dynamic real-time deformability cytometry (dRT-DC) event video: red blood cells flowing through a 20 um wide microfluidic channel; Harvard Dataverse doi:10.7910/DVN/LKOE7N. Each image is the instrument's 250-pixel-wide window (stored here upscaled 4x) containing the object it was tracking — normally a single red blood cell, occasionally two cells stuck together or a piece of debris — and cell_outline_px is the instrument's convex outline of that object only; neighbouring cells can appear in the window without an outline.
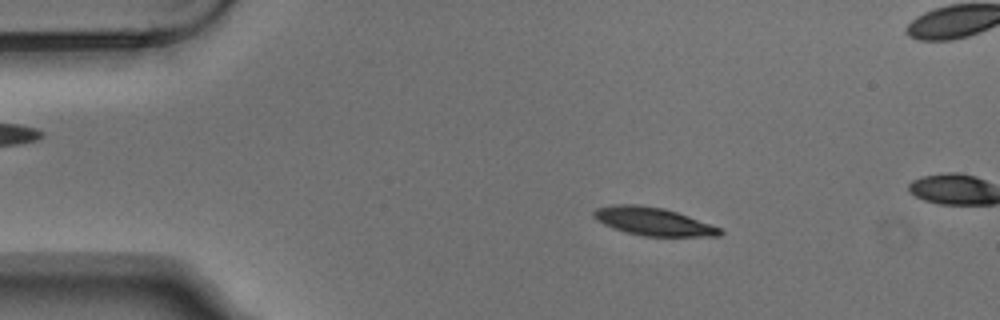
{"species": "Egyptian fruit bat (a non-hibernating species)", "species_latin": "Rousettus aegyptiacus", "temperature_condition": "warm", "stored_images_in_passage": 4, "camera_frame_rate_fps": 3000, "um_per_image_px": 0.085, "animal": {"sex": "male"}, "frame": {"image": 1, "passage_image": 2, "time_ms": 0.333, "image_size_px": [1000, 320], "cell_outline_px": [[724, 232], [720, 236], [644, 236], [612, 228], [596, 220], [592, 216], [592, 212], [596, 208], [616, 204], [640, 204], [664, 208], [688, 216], [720, 228]], "centroid_in_image_um": [55.48, 18.81], "position_along_channel_um": 29.5, "area_um2": 20.52}}